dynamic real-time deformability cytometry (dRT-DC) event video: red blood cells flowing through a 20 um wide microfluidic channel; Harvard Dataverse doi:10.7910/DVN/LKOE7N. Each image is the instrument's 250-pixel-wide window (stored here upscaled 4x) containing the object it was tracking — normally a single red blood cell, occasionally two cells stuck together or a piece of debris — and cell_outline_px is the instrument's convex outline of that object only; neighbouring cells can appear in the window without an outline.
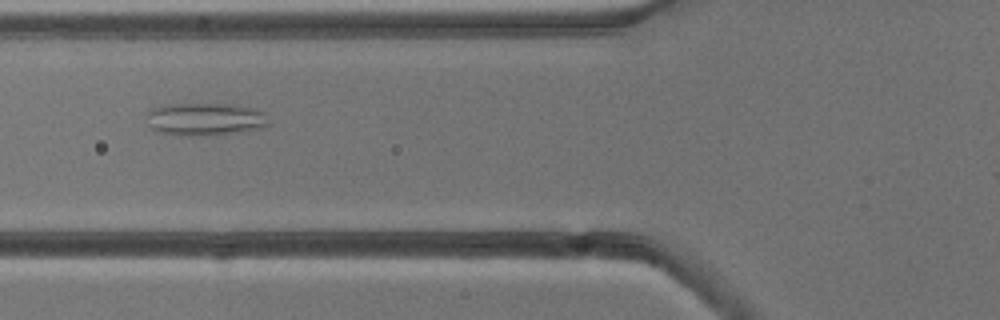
{"species": "common noctule bat (a hibernating species)", "species_latin": "Nyctalus noctula", "temperature_condition": "cold", "stored_images_in_passage": 5, "camera_frame_rate_fps": 3000, "um_per_image_px": 0.085, "animal": {"sex": "male", "body_mass_g": 13.3}, "frame": {"image": 1, "passage_image": 3, "time_ms": 2.333, "image_size_px": [1000, 320], "cell_outline_px": [[272, 124], [260, 128], [232, 132], [192, 136], [188, 136], [160, 132], [152, 128], [148, 112], [152, 108], [164, 104], [224, 104], [248, 108], [264, 112]], "centroid_in_image_um": [17.45, 10.12], "position_along_channel_um": 108.4, "area_um2": 22.6}}